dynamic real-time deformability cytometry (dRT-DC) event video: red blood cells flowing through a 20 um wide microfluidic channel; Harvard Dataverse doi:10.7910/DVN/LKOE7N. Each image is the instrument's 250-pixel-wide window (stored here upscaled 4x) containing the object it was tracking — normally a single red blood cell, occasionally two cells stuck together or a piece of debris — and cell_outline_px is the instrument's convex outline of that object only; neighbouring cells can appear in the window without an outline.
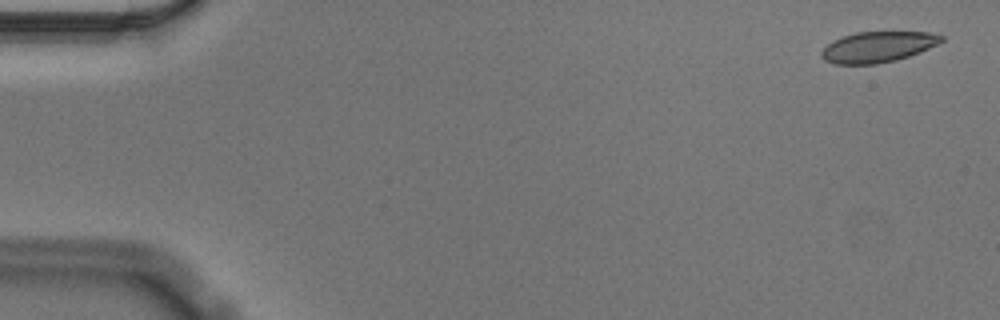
{"species": "Egyptian fruit bat (a non-hibernating species)", "species_latin": "Rousettus aegyptiacus", "temperature_condition": "cold", "stored_images_in_passage": 56, "camera_frame_rate_fps": 3000, "um_per_image_px": 0.085, "animal": {"sex": "male"}, "frame": {"image": 1, "passage_image": 2, "time_ms": 0.333, "image_size_px": [1000, 320], "cell_outline_px": [[944, 40], [920, 52], [896, 60], [876, 64], [836, 64], [824, 60], [820, 56], [820, 52], [832, 40], [856, 32], [928, 32], [944, 36]], "centroid_in_image_um": [74.59, 3.99], "position_along_channel_um": 10.4, "area_um2": 21.39}}
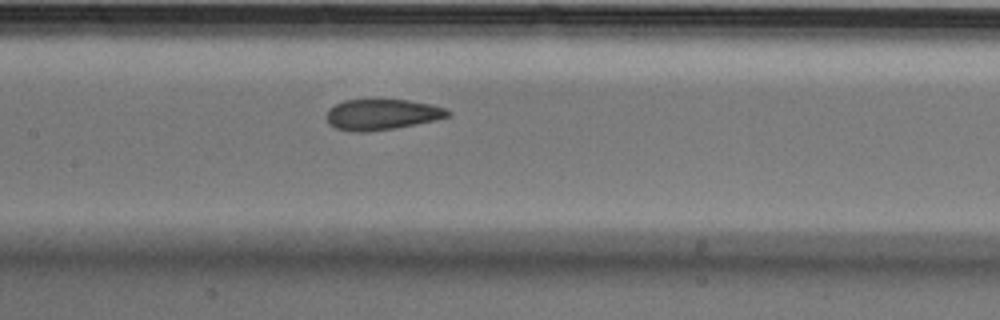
{"frame": {"image": 2, "passage_image": 27, "time_ms": 8.667, "image_size_px": [1000, 320], "cell_outline_px": [[452, 112], [448, 116], [436, 120], [396, 128], [368, 132], [352, 132], [336, 128], [328, 124], [324, 116], [328, 108], [344, 100], [408, 100], [432, 104], [444, 108]], "centroid_in_image_um": [32.42, 9.74], "position_along_channel_um": 175.0, "area_um2": 21.96}}
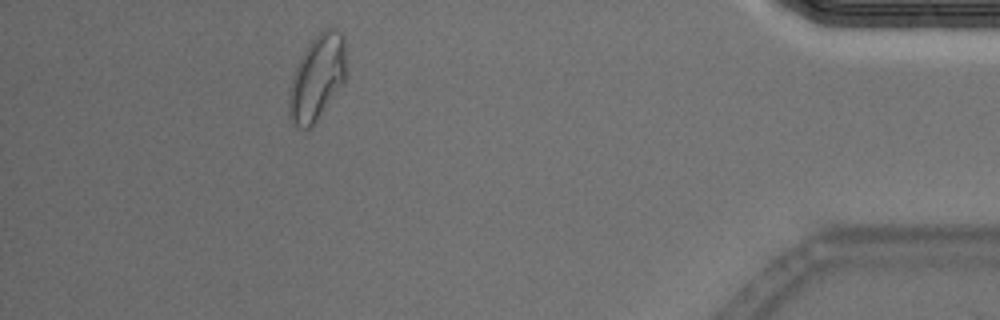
{"frame": {"image": 3, "passage_image": 51, "time_ms": 16.667, "image_size_px": [1000, 320], "cell_outline_px": [[344, 84], [312, 128], [300, 128], [292, 124], [288, 116], [288, 92], [292, 76], [308, 44], [324, 28], [336, 28], [344, 36]], "centroid_in_image_um": [26.93, 6.67], "position_along_channel_um": 408.3, "area_um2": 28.55}, "authors_computed_cell_mechanics": {"area_um2": 22.8888, "velocity_mm_per_s": 3.5482, "shape_relaxation_time_tau1_ms": null, "shape_relaxation_time_tau2_ms": 1.3787, "deformation_change_tau1": null, "deformation_change_tau2": 0.0566}}